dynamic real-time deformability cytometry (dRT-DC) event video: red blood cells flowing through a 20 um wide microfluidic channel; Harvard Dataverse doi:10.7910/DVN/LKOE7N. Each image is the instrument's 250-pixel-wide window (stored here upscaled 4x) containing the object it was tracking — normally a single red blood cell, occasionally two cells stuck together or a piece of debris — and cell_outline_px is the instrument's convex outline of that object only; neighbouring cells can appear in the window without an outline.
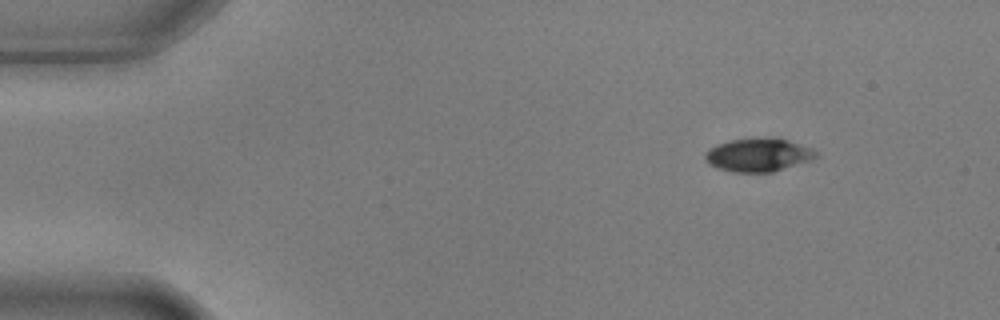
{"species": "common noctule bat (a hibernating species)", "species_latin": "Nyctalus noctula", "temperature_condition": "warm", "stored_images_in_passage": 3, "camera_frame_rate_fps": 3000, "um_per_image_px": 0.085, "animal": {"sex": "male", "body_mass_g": 17.9, "forearm_length_mm": 54.2}, "frame": {"image": 1, "passage_image": 1, "time_ms": 0.0, "image_size_px": [1000, 320], "cell_outline_px": [[820, 156], [812, 160], [772, 172], [732, 172], [708, 164], [704, 160], [704, 152], [708, 148], [716, 144], [728, 140], [788, 140], [812, 148]], "centroid_in_image_um": [64.43, 13.2], "position_along_channel_um": 20.6, "area_um2": 21.1}}
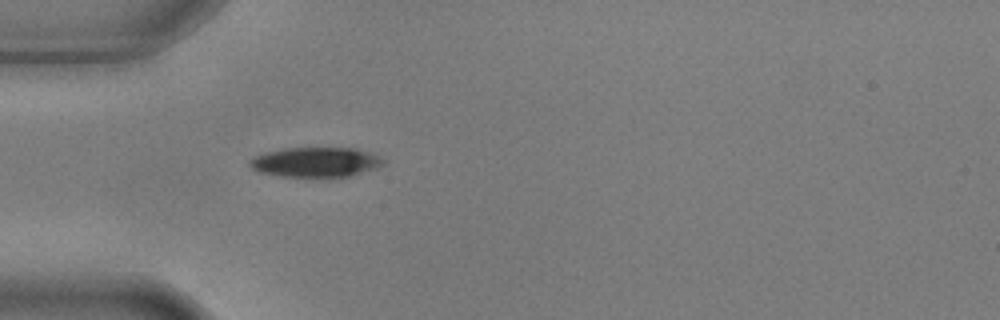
{"frame": {"image": 2, "passage_image": 3, "time_ms": 0.667, "image_size_px": [1000, 320], "cell_outline_px": [[384, 164], [376, 168], [348, 176], [320, 180], [280, 176], [260, 172], [252, 168], [248, 164], [248, 160], [264, 152], [284, 148], [356, 148], [368, 152], [384, 160]], "centroid_in_image_um": [26.79, 13.82], "position_along_channel_um": 58.2, "area_um2": 23.87}}